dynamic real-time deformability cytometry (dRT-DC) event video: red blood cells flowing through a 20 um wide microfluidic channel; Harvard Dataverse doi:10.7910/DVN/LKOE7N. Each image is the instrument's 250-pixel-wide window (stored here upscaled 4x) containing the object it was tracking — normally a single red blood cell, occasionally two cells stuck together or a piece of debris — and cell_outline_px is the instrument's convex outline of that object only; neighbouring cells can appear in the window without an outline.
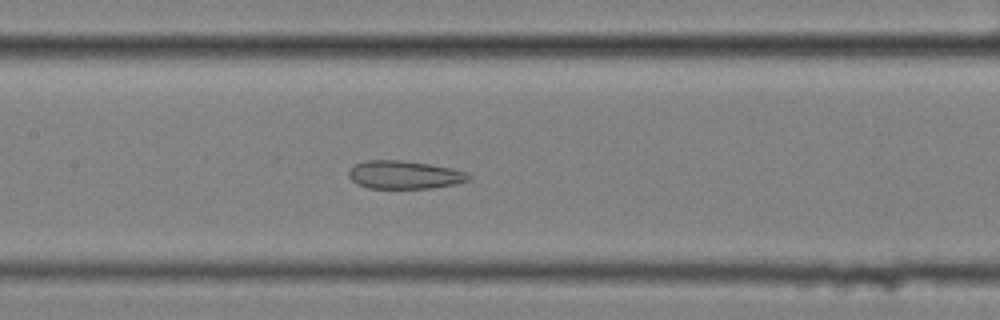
{"species": "common noctule bat (a hibernating species)", "species_latin": "Nyctalus noctula", "temperature_condition": "cold", "stored_images_in_passage": 60, "camera_frame_rate_fps": 3000, "um_per_image_px": 0.085, "animal": {"sex": "female", "body_mass_g": 25.1}, "frame": {"image": 1, "passage_image": 28, "time_ms": 9.0, "image_size_px": [1000, 320], "cell_outline_px": [[472, 180], [456, 184], [432, 188], [368, 188], [356, 184], [348, 176], [348, 172], [356, 164], [364, 160], [400, 160], [428, 164], [468, 172], [472, 176]], "centroid_in_image_um": [34.39, 14.87], "position_along_channel_um": 173.0, "area_um2": 19.71}}
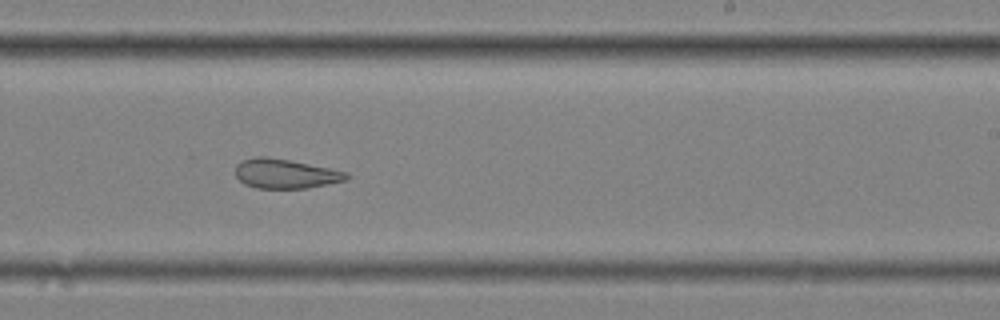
{"frame": {"image": 2, "passage_image": 36, "time_ms": 11.667, "image_size_px": [1000, 320], "cell_outline_px": [[352, 176], [348, 180], [308, 188], [256, 188], [244, 184], [236, 176], [236, 164], [244, 160], [256, 156], [268, 156], [348, 172]], "centroid_in_image_um": [24.28, 14.77], "position_along_channel_um": 264.7, "area_um2": 19.07}}
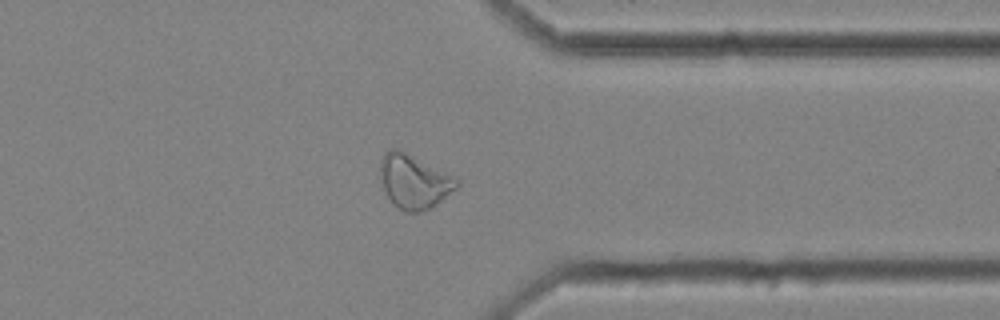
{"frame": {"image": 3, "passage_image": 46, "time_ms": 15.0, "image_size_px": [1000, 320], "cell_outline_px": [[460, 184], [456, 188], [440, 200], [428, 208], [420, 212], [404, 212], [388, 196], [384, 188], [380, 176], [380, 160], [384, 152], [388, 148], [400, 148], [460, 176]], "centroid_in_image_um": [35.24, 15.33], "position_along_channel_um": 376.2, "area_um2": 24.62}, "authors_computed_cell_mechanics": {"area_um2": 26.7036, "velocity_mm_per_s": 3.4472, "shape_relaxation_time_tau1_ms": null, "shape_relaxation_time_tau2_ms": 3.4754, "deformation_change_tau1": null, "deformation_change_tau2": 0.1047}}